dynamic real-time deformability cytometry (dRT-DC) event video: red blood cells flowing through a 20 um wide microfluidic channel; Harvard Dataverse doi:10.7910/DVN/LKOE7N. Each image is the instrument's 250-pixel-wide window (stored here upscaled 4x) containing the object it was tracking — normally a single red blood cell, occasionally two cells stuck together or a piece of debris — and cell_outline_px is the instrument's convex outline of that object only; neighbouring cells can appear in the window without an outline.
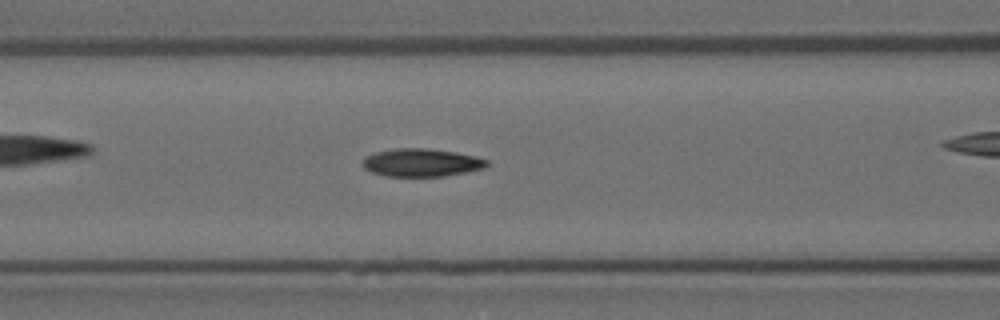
{"species": "Egyptian fruit bat (a non-hibernating species)", "species_latin": "Rousettus aegyptiacus", "temperature_condition": "room temperature", "stored_images_in_passage": 48, "camera_frame_rate_fps": 3000, "um_per_image_px": 0.085, "animal": {"sex": "female"}, "frame": {"image": 1, "passage_image": 14, "time_ms": 4.333, "image_size_px": [1000, 320], "cell_outline_px": [[488, 164], [484, 168], [444, 176], [384, 176], [372, 172], [364, 168], [364, 156], [376, 152], [396, 148], [428, 148], [456, 152], [488, 160]], "centroid_in_image_um": [35.8, 13.82], "position_along_channel_um": 130.8, "area_um2": 20.06}}
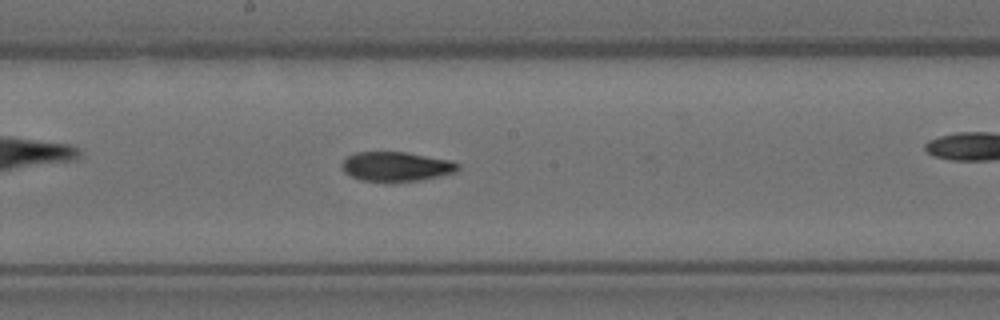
{"frame": {"image": 2, "passage_image": 21, "time_ms": 6.667, "image_size_px": [1000, 320], "cell_outline_px": [[460, 168], [456, 172], [440, 176], [420, 180], [388, 184], [360, 180], [344, 172], [340, 164], [348, 156], [356, 152], [404, 152], [452, 160], [460, 164]], "centroid_in_image_um": [33.68, 14.19], "position_along_channel_um": 214.5, "area_um2": 20.52}}
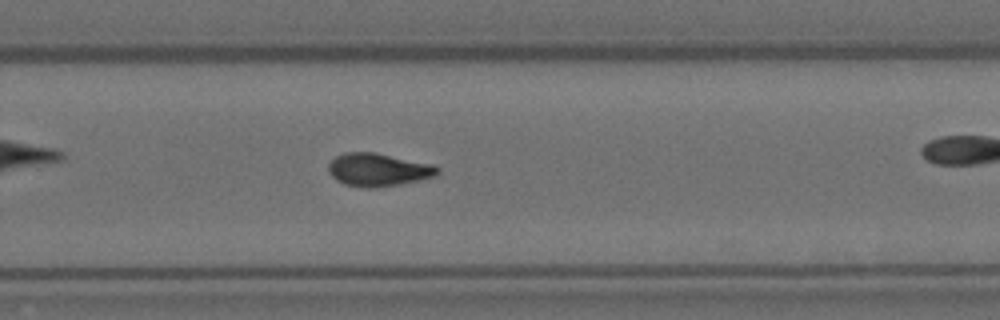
{"frame": {"image": 3, "passage_image": 28, "time_ms": 9.0, "image_size_px": [1000, 320], "cell_outline_px": [[440, 172], [436, 176], [420, 180], [400, 184], [376, 188], [364, 188], [344, 184], [336, 180], [328, 172], [328, 164], [336, 156], [344, 152], [376, 152], [432, 164], [440, 168]], "centroid_in_image_um": [32.15, 14.43], "position_along_channel_um": 297.6, "area_um2": 21.21}, "authors_computed_cell_mechanics": {"area_um2": 20.0277, "velocity_mm_per_s": 3.5897, "shape_relaxation_time_tau1_ms": null, "shape_relaxation_time_tau2_ms": 4.5618, "deformation_change_tau1": null, "deformation_change_tau2": 0.0998}}